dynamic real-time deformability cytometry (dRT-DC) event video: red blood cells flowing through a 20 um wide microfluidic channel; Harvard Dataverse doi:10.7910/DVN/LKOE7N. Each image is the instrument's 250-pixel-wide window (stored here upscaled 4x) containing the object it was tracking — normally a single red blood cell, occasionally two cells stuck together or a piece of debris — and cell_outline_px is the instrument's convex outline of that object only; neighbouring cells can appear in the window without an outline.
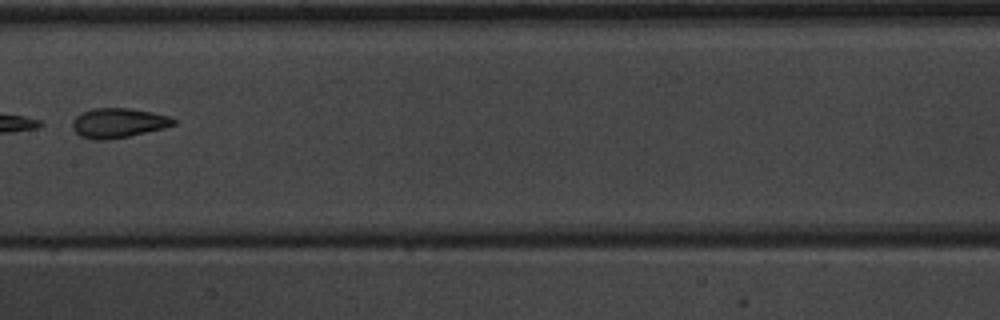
{"species": "common noctule bat (a hibernating species)", "species_latin": "Nyctalus noctula", "temperature_condition": "warm", "stored_images_in_passage": 8, "camera_frame_rate_fps": 3000, "um_per_image_px": 0.085, "animal": {"sex": "male", "body_mass_g": 20.1, "forearm_length_mm": 53.5}, "frame": {"image": 1, "passage_image": 7, "time_ms": 8.0, "image_size_px": [1000, 320], "cell_outline_px": [[176, 124], [164, 128], [128, 136], [104, 140], [92, 140], [80, 136], [72, 128], [72, 120], [76, 116], [92, 108], [132, 108], [152, 112], [168, 116], [176, 120]], "centroid_in_image_um": [10.04, 10.45], "position_along_channel_um": 197.4, "area_um2": 17.46}}
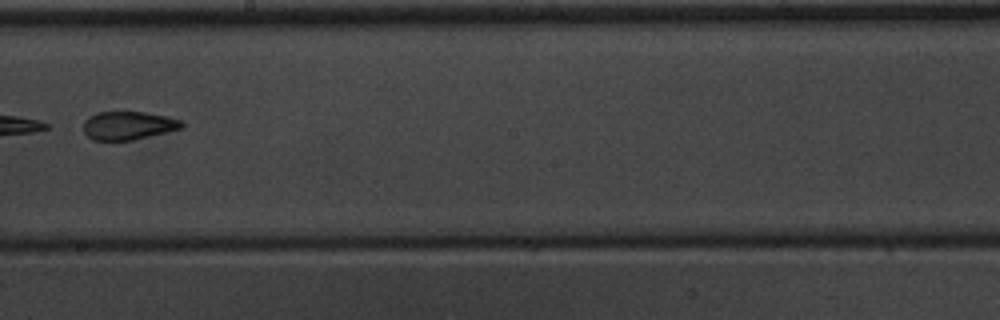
{"frame": {"image": 2, "passage_image": 8, "time_ms": 9.0, "image_size_px": [1000, 320], "cell_outline_px": [[184, 128], [132, 140], [92, 140], [84, 132], [84, 120], [88, 116], [96, 112], [144, 112], [164, 116], [180, 120], [184, 124]], "centroid_in_image_um": [10.88, 10.67], "position_along_channel_um": 237.3, "area_um2": 16.18}}